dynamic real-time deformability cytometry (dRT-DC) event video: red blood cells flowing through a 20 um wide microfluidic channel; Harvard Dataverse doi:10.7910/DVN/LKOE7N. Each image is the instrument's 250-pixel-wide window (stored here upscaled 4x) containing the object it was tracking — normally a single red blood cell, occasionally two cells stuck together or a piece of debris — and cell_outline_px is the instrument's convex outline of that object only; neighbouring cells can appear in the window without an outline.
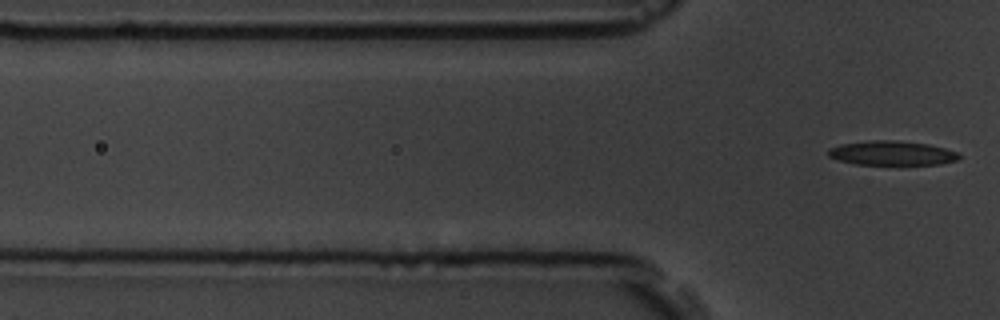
{"species": "common noctule bat (a hibernating species)", "species_latin": "Nyctalus noctula", "temperature_condition": "room temperature", "stored_images_in_passage": 7, "segment_of_instrument_passage": [2, 2], "camera_frame_rate_fps": 3000, "um_per_image_px": 0.085, "animal": {"sex": "male", "body_mass_g": 19.5, "forearm_length_mm": 54.6}, "frame": {"image": 1, "passage_image": 7, "time_ms": 8.0, "image_size_px": [1000, 320], "cell_outline_px": [[960, 160], [940, 164], [856, 164], [840, 160], [828, 156], [828, 148], [840, 144], [872, 140], [896, 140], [928, 144], [944, 148], [956, 152], [960, 156]], "centroid_in_image_um": [75.81, 13.01], "position_along_channel_um": 50.0, "area_um2": 18.44}}